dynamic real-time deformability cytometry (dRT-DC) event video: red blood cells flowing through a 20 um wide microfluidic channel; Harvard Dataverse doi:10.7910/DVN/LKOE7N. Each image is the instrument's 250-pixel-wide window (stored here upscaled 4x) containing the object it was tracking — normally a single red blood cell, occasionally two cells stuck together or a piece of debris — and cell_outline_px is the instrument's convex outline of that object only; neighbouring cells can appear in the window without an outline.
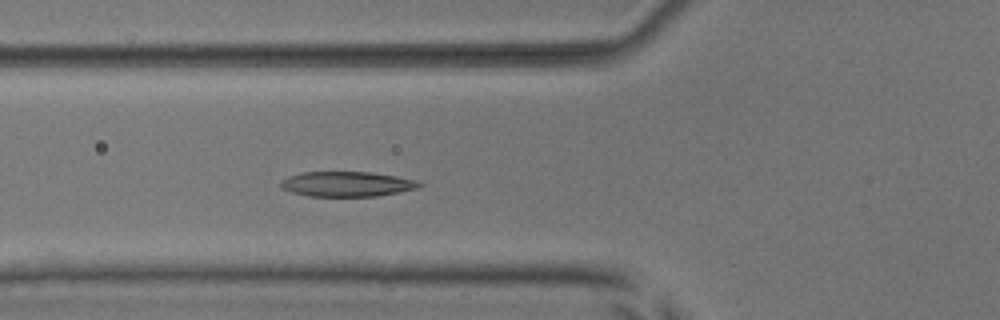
{"species": "common noctule bat (a hibernating species)", "species_latin": "Nyctalus noctula", "temperature_condition": "room temperature", "stored_images_in_passage": 6, "camera_frame_rate_fps": 3000, "um_per_image_px": 0.085, "animal": {"sex": "male", "body_mass_g": 17.9, "forearm_length_mm": 54.2}, "frame": {"image": 1, "passage_image": 6, "time_ms": 5.667, "image_size_px": [1000, 320], "cell_outline_px": [[424, 184], [420, 188], [400, 192], [376, 196], [308, 196], [292, 192], [280, 188], [280, 180], [288, 176], [304, 172], [368, 172], [396, 176], [416, 180]], "centroid_in_image_um": [29.49, 15.64], "position_along_channel_um": 96.3, "area_um2": 20.29}}